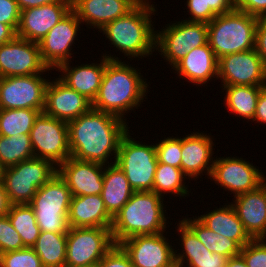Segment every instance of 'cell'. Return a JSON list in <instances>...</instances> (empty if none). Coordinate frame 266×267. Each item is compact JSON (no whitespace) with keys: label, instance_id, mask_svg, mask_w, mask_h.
<instances>
[{"label":"cell","instance_id":"cell-4","mask_svg":"<svg viewBox=\"0 0 266 267\" xmlns=\"http://www.w3.org/2000/svg\"><path fill=\"white\" fill-rule=\"evenodd\" d=\"M164 198L153 191H134L128 202L115 214L111 234L115 244L137 235L166 232Z\"/></svg>","mask_w":266,"mask_h":267},{"label":"cell","instance_id":"cell-37","mask_svg":"<svg viewBox=\"0 0 266 267\" xmlns=\"http://www.w3.org/2000/svg\"><path fill=\"white\" fill-rule=\"evenodd\" d=\"M159 163L181 168L182 138L169 136L155 143Z\"/></svg>","mask_w":266,"mask_h":267},{"label":"cell","instance_id":"cell-33","mask_svg":"<svg viewBox=\"0 0 266 267\" xmlns=\"http://www.w3.org/2000/svg\"><path fill=\"white\" fill-rule=\"evenodd\" d=\"M184 179H187V177L181 168L158 162L152 191L162 198L165 196L164 194H174V197L185 198L187 195L189 196L190 192Z\"/></svg>","mask_w":266,"mask_h":267},{"label":"cell","instance_id":"cell-31","mask_svg":"<svg viewBox=\"0 0 266 267\" xmlns=\"http://www.w3.org/2000/svg\"><path fill=\"white\" fill-rule=\"evenodd\" d=\"M67 233L40 231L32 249L39 256L43 267H65Z\"/></svg>","mask_w":266,"mask_h":267},{"label":"cell","instance_id":"cell-11","mask_svg":"<svg viewBox=\"0 0 266 267\" xmlns=\"http://www.w3.org/2000/svg\"><path fill=\"white\" fill-rule=\"evenodd\" d=\"M34 158L45 159L59 167L70 156L68 122L41 112L30 131Z\"/></svg>","mask_w":266,"mask_h":267},{"label":"cell","instance_id":"cell-49","mask_svg":"<svg viewBox=\"0 0 266 267\" xmlns=\"http://www.w3.org/2000/svg\"><path fill=\"white\" fill-rule=\"evenodd\" d=\"M16 37V31L7 24L0 23V46L12 41Z\"/></svg>","mask_w":266,"mask_h":267},{"label":"cell","instance_id":"cell-45","mask_svg":"<svg viewBox=\"0 0 266 267\" xmlns=\"http://www.w3.org/2000/svg\"><path fill=\"white\" fill-rule=\"evenodd\" d=\"M254 49L266 67V18H259L258 20Z\"/></svg>","mask_w":266,"mask_h":267},{"label":"cell","instance_id":"cell-48","mask_svg":"<svg viewBox=\"0 0 266 267\" xmlns=\"http://www.w3.org/2000/svg\"><path fill=\"white\" fill-rule=\"evenodd\" d=\"M20 10L39 7L45 4L56 3V2H72V0H16Z\"/></svg>","mask_w":266,"mask_h":267},{"label":"cell","instance_id":"cell-14","mask_svg":"<svg viewBox=\"0 0 266 267\" xmlns=\"http://www.w3.org/2000/svg\"><path fill=\"white\" fill-rule=\"evenodd\" d=\"M221 86H266V67L255 49L228 54L218 59Z\"/></svg>","mask_w":266,"mask_h":267},{"label":"cell","instance_id":"cell-36","mask_svg":"<svg viewBox=\"0 0 266 267\" xmlns=\"http://www.w3.org/2000/svg\"><path fill=\"white\" fill-rule=\"evenodd\" d=\"M34 158L30 134L0 135V162L4 168Z\"/></svg>","mask_w":266,"mask_h":267},{"label":"cell","instance_id":"cell-16","mask_svg":"<svg viewBox=\"0 0 266 267\" xmlns=\"http://www.w3.org/2000/svg\"><path fill=\"white\" fill-rule=\"evenodd\" d=\"M81 23L71 9L38 43L42 61L49 69L56 70L61 64L72 62L71 47L78 40Z\"/></svg>","mask_w":266,"mask_h":267},{"label":"cell","instance_id":"cell-42","mask_svg":"<svg viewBox=\"0 0 266 267\" xmlns=\"http://www.w3.org/2000/svg\"><path fill=\"white\" fill-rule=\"evenodd\" d=\"M98 267H134L127 253L115 244L98 262Z\"/></svg>","mask_w":266,"mask_h":267},{"label":"cell","instance_id":"cell-20","mask_svg":"<svg viewBox=\"0 0 266 267\" xmlns=\"http://www.w3.org/2000/svg\"><path fill=\"white\" fill-rule=\"evenodd\" d=\"M211 137L199 131L182 137L181 169L189 180L199 179L203 173L210 178L215 161L212 157L215 144Z\"/></svg>","mask_w":266,"mask_h":267},{"label":"cell","instance_id":"cell-46","mask_svg":"<svg viewBox=\"0 0 266 267\" xmlns=\"http://www.w3.org/2000/svg\"><path fill=\"white\" fill-rule=\"evenodd\" d=\"M207 6L216 15L227 14L236 9V0H207Z\"/></svg>","mask_w":266,"mask_h":267},{"label":"cell","instance_id":"cell-3","mask_svg":"<svg viewBox=\"0 0 266 267\" xmlns=\"http://www.w3.org/2000/svg\"><path fill=\"white\" fill-rule=\"evenodd\" d=\"M151 3L148 1L137 4L125 16L107 23L98 30L109 39L110 45L117 48V51L120 50L130 61L133 58H146L156 51V30L151 19L157 10Z\"/></svg>","mask_w":266,"mask_h":267},{"label":"cell","instance_id":"cell-9","mask_svg":"<svg viewBox=\"0 0 266 267\" xmlns=\"http://www.w3.org/2000/svg\"><path fill=\"white\" fill-rule=\"evenodd\" d=\"M167 23L156 30L155 49L171 69L192 49L208 43V24L182 21Z\"/></svg>","mask_w":266,"mask_h":267},{"label":"cell","instance_id":"cell-10","mask_svg":"<svg viewBox=\"0 0 266 267\" xmlns=\"http://www.w3.org/2000/svg\"><path fill=\"white\" fill-rule=\"evenodd\" d=\"M114 245L110 228L69 227L65 267L95 266Z\"/></svg>","mask_w":266,"mask_h":267},{"label":"cell","instance_id":"cell-53","mask_svg":"<svg viewBox=\"0 0 266 267\" xmlns=\"http://www.w3.org/2000/svg\"><path fill=\"white\" fill-rule=\"evenodd\" d=\"M137 4L139 3H145V2H148L150 0H134Z\"/></svg>","mask_w":266,"mask_h":267},{"label":"cell","instance_id":"cell-7","mask_svg":"<svg viewBox=\"0 0 266 267\" xmlns=\"http://www.w3.org/2000/svg\"><path fill=\"white\" fill-rule=\"evenodd\" d=\"M130 130L122 137L115 163L126 175L134 191H152L158 158L155 144L131 138Z\"/></svg>","mask_w":266,"mask_h":267},{"label":"cell","instance_id":"cell-32","mask_svg":"<svg viewBox=\"0 0 266 267\" xmlns=\"http://www.w3.org/2000/svg\"><path fill=\"white\" fill-rule=\"evenodd\" d=\"M182 218L183 222L195 233L196 237L212 253L226 256L228 259L238 256L241 246L234 240L224 237L203 225L195 216Z\"/></svg>","mask_w":266,"mask_h":267},{"label":"cell","instance_id":"cell-30","mask_svg":"<svg viewBox=\"0 0 266 267\" xmlns=\"http://www.w3.org/2000/svg\"><path fill=\"white\" fill-rule=\"evenodd\" d=\"M263 87L265 86L230 85L220 88L225 90L224 104L230 113L232 112L236 117L253 121L257 100Z\"/></svg>","mask_w":266,"mask_h":267},{"label":"cell","instance_id":"cell-44","mask_svg":"<svg viewBox=\"0 0 266 267\" xmlns=\"http://www.w3.org/2000/svg\"><path fill=\"white\" fill-rule=\"evenodd\" d=\"M236 9L257 18H266V0H236Z\"/></svg>","mask_w":266,"mask_h":267},{"label":"cell","instance_id":"cell-29","mask_svg":"<svg viewBox=\"0 0 266 267\" xmlns=\"http://www.w3.org/2000/svg\"><path fill=\"white\" fill-rule=\"evenodd\" d=\"M133 192L126 175L116 163L104 165L101 197L112 217L128 202Z\"/></svg>","mask_w":266,"mask_h":267},{"label":"cell","instance_id":"cell-19","mask_svg":"<svg viewBox=\"0 0 266 267\" xmlns=\"http://www.w3.org/2000/svg\"><path fill=\"white\" fill-rule=\"evenodd\" d=\"M92 108V102L84 95L69 88L59 78L48 82L45 89L46 115L69 122Z\"/></svg>","mask_w":266,"mask_h":267},{"label":"cell","instance_id":"cell-38","mask_svg":"<svg viewBox=\"0 0 266 267\" xmlns=\"http://www.w3.org/2000/svg\"><path fill=\"white\" fill-rule=\"evenodd\" d=\"M0 267H43L36 252L26 247L0 254Z\"/></svg>","mask_w":266,"mask_h":267},{"label":"cell","instance_id":"cell-2","mask_svg":"<svg viewBox=\"0 0 266 267\" xmlns=\"http://www.w3.org/2000/svg\"><path fill=\"white\" fill-rule=\"evenodd\" d=\"M105 56V72L92 108L126 120L124 115L137 109L147 98L149 82L145 81L140 69L122 62L116 55L107 53Z\"/></svg>","mask_w":266,"mask_h":267},{"label":"cell","instance_id":"cell-34","mask_svg":"<svg viewBox=\"0 0 266 267\" xmlns=\"http://www.w3.org/2000/svg\"><path fill=\"white\" fill-rule=\"evenodd\" d=\"M7 216L24 246L32 248L40 234L34 209L29 204L11 205Z\"/></svg>","mask_w":266,"mask_h":267},{"label":"cell","instance_id":"cell-18","mask_svg":"<svg viewBox=\"0 0 266 267\" xmlns=\"http://www.w3.org/2000/svg\"><path fill=\"white\" fill-rule=\"evenodd\" d=\"M72 9V2H56L24 9L20 14L16 36L39 43Z\"/></svg>","mask_w":266,"mask_h":267},{"label":"cell","instance_id":"cell-15","mask_svg":"<svg viewBox=\"0 0 266 267\" xmlns=\"http://www.w3.org/2000/svg\"><path fill=\"white\" fill-rule=\"evenodd\" d=\"M42 61L39 44L15 37L0 46V78L50 71Z\"/></svg>","mask_w":266,"mask_h":267},{"label":"cell","instance_id":"cell-52","mask_svg":"<svg viewBox=\"0 0 266 267\" xmlns=\"http://www.w3.org/2000/svg\"><path fill=\"white\" fill-rule=\"evenodd\" d=\"M3 174H4V167L2 166L0 162V183L3 182Z\"/></svg>","mask_w":266,"mask_h":267},{"label":"cell","instance_id":"cell-40","mask_svg":"<svg viewBox=\"0 0 266 267\" xmlns=\"http://www.w3.org/2000/svg\"><path fill=\"white\" fill-rule=\"evenodd\" d=\"M239 255L248 267H266V239H252Z\"/></svg>","mask_w":266,"mask_h":267},{"label":"cell","instance_id":"cell-35","mask_svg":"<svg viewBox=\"0 0 266 267\" xmlns=\"http://www.w3.org/2000/svg\"><path fill=\"white\" fill-rule=\"evenodd\" d=\"M43 110L0 109V135L14 136L30 134L35 119Z\"/></svg>","mask_w":266,"mask_h":267},{"label":"cell","instance_id":"cell-12","mask_svg":"<svg viewBox=\"0 0 266 267\" xmlns=\"http://www.w3.org/2000/svg\"><path fill=\"white\" fill-rule=\"evenodd\" d=\"M209 179L235 197L256 190L266 181V176L259 167L242 157L216 156Z\"/></svg>","mask_w":266,"mask_h":267},{"label":"cell","instance_id":"cell-23","mask_svg":"<svg viewBox=\"0 0 266 267\" xmlns=\"http://www.w3.org/2000/svg\"><path fill=\"white\" fill-rule=\"evenodd\" d=\"M178 222L176 230L181 241L178 244L182 248L178 250L182 251L175 250L176 267H225L226 256L210 252L182 219Z\"/></svg>","mask_w":266,"mask_h":267},{"label":"cell","instance_id":"cell-21","mask_svg":"<svg viewBox=\"0 0 266 267\" xmlns=\"http://www.w3.org/2000/svg\"><path fill=\"white\" fill-rule=\"evenodd\" d=\"M72 196L98 195L103 188L104 165L69 157L58 167Z\"/></svg>","mask_w":266,"mask_h":267},{"label":"cell","instance_id":"cell-39","mask_svg":"<svg viewBox=\"0 0 266 267\" xmlns=\"http://www.w3.org/2000/svg\"><path fill=\"white\" fill-rule=\"evenodd\" d=\"M26 248L7 215L0 217V254Z\"/></svg>","mask_w":266,"mask_h":267},{"label":"cell","instance_id":"cell-13","mask_svg":"<svg viewBox=\"0 0 266 267\" xmlns=\"http://www.w3.org/2000/svg\"><path fill=\"white\" fill-rule=\"evenodd\" d=\"M43 74L0 78V109L44 110L45 89L51 77L44 78Z\"/></svg>","mask_w":266,"mask_h":267},{"label":"cell","instance_id":"cell-26","mask_svg":"<svg viewBox=\"0 0 266 267\" xmlns=\"http://www.w3.org/2000/svg\"><path fill=\"white\" fill-rule=\"evenodd\" d=\"M181 79L194 85L203 86L218 78V59L209 44L192 49L173 68Z\"/></svg>","mask_w":266,"mask_h":267},{"label":"cell","instance_id":"cell-1","mask_svg":"<svg viewBox=\"0 0 266 267\" xmlns=\"http://www.w3.org/2000/svg\"><path fill=\"white\" fill-rule=\"evenodd\" d=\"M127 124L115 115L91 108L68 122L71 157L103 165L114 164L120 141L130 129ZM109 159L114 162L109 163Z\"/></svg>","mask_w":266,"mask_h":267},{"label":"cell","instance_id":"cell-51","mask_svg":"<svg viewBox=\"0 0 266 267\" xmlns=\"http://www.w3.org/2000/svg\"><path fill=\"white\" fill-rule=\"evenodd\" d=\"M225 267H248L244 259L238 255L227 260Z\"/></svg>","mask_w":266,"mask_h":267},{"label":"cell","instance_id":"cell-5","mask_svg":"<svg viewBox=\"0 0 266 267\" xmlns=\"http://www.w3.org/2000/svg\"><path fill=\"white\" fill-rule=\"evenodd\" d=\"M258 20L237 9L215 16L208 23V44L216 58L254 49Z\"/></svg>","mask_w":266,"mask_h":267},{"label":"cell","instance_id":"cell-27","mask_svg":"<svg viewBox=\"0 0 266 267\" xmlns=\"http://www.w3.org/2000/svg\"><path fill=\"white\" fill-rule=\"evenodd\" d=\"M112 220L101 194L72 196L68 213L69 227L111 228Z\"/></svg>","mask_w":266,"mask_h":267},{"label":"cell","instance_id":"cell-8","mask_svg":"<svg viewBox=\"0 0 266 267\" xmlns=\"http://www.w3.org/2000/svg\"><path fill=\"white\" fill-rule=\"evenodd\" d=\"M57 173V166L40 158L4 168L2 183L9 202L11 205L30 204L37 190Z\"/></svg>","mask_w":266,"mask_h":267},{"label":"cell","instance_id":"cell-17","mask_svg":"<svg viewBox=\"0 0 266 267\" xmlns=\"http://www.w3.org/2000/svg\"><path fill=\"white\" fill-rule=\"evenodd\" d=\"M164 233L129 237L119 245L134 267H176L175 249Z\"/></svg>","mask_w":266,"mask_h":267},{"label":"cell","instance_id":"cell-47","mask_svg":"<svg viewBox=\"0 0 266 267\" xmlns=\"http://www.w3.org/2000/svg\"><path fill=\"white\" fill-rule=\"evenodd\" d=\"M266 125V86L260 91L253 122Z\"/></svg>","mask_w":266,"mask_h":267},{"label":"cell","instance_id":"cell-28","mask_svg":"<svg viewBox=\"0 0 266 267\" xmlns=\"http://www.w3.org/2000/svg\"><path fill=\"white\" fill-rule=\"evenodd\" d=\"M196 218L210 230L236 241L241 247L252 240L245 231L231 203H225L224 207L222 206L207 214L204 213L201 216H196Z\"/></svg>","mask_w":266,"mask_h":267},{"label":"cell","instance_id":"cell-43","mask_svg":"<svg viewBox=\"0 0 266 267\" xmlns=\"http://www.w3.org/2000/svg\"><path fill=\"white\" fill-rule=\"evenodd\" d=\"M21 10L16 0H0V23L10 25L17 31Z\"/></svg>","mask_w":266,"mask_h":267},{"label":"cell","instance_id":"cell-25","mask_svg":"<svg viewBox=\"0 0 266 267\" xmlns=\"http://www.w3.org/2000/svg\"><path fill=\"white\" fill-rule=\"evenodd\" d=\"M106 53L100 63H85L80 66H70V61L61 64L56 71L61 72L59 79L69 88L84 95L91 102L96 98L106 67ZM61 76V77H60Z\"/></svg>","mask_w":266,"mask_h":267},{"label":"cell","instance_id":"cell-24","mask_svg":"<svg viewBox=\"0 0 266 267\" xmlns=\"http://www.w3.org/2000/svg\"><path fill=\"white\" fill-rule=\"evenodd\" d=\"M137 3L134 0H72V10L88 28L102 29L125 16Z\"/></svg>","mask_w":266,"mask_h":267},{"label":"cell","instance_id":"cell-22","mask_svg":"<svg viewBox=\"0 0 266 267\" xmlns=\"http://www.w3.org/2000/svg\"><path fill=\"white\" fill-rule=\"evenodd\" d=\"M233 199L230 203L249 236L252 239H266V181L256 190Z\"/></svg>","mask_w":266,"mask_h":267},{"label":"cell","instance_id":"cell-41","mask_svg":"<svg viewBox=\"0 0 266 267\" xmlns=\"http://www.w3.org/2000/svg\"><path fill=\"white\" fill-rule=\"evenodd\" d=\"M186 6L188 13L191 17L186 18V21L191 22H203L209 23L215 16H217L211 9L207 6V0H187Z\"/></svg>","mask_w":266,"mask_h":267},{"label":"cell","instance_id":"cell-50","mask_svg":"<svg viewBox=\"0 0 266 267\" xmlns=\"http://www.w3.org/2000/svg\"><path fill=\"white\" fill-rule=\"evenodd\" d=\"M10 206L11 203L9 202L3 183H0V217L8 214Z\"/></svg>","mask_w":266,"mask_h":267},{"label":"cell","instance_id":"cell-6","mask_svg":"<svg viewBox=\"0 0 266 267\" xmlns=\"http://www.w3.org/2000/svg\"><path fill=\"white\" fill-rule=\"evenodd\" d=\"M71 198L69 187L59 173L37 190L29 205L34 209L40 231L68 232Z\"/></svg>","mask_w":266,"mask_h":267}]
</instances>
